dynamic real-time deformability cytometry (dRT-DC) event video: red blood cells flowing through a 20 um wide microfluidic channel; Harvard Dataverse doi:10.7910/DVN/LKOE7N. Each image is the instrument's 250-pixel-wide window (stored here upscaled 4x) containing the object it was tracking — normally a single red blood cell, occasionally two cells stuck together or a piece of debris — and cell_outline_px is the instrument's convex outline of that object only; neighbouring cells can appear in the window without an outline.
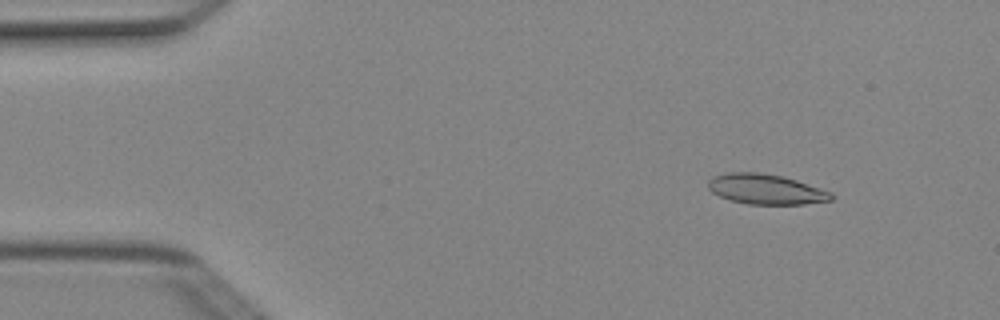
{"species": "Egyptian fruit bat (a non-hibernating species)", "species_latin": "Rousettus aegyptiacus", "temperature_condition": "cold", "stored_images_in_passage": 4, "camera_frame_rate_fps": 3000, "um_per_image_px": 0.085, "animal": {"sex": "female"}, "frame": {"image": 1, "passage_image": 2, "time_ms": 0.333, "image_size_px": [1000, 320], "cell_outline_px": [[832, 200], [804, 204], [748, 204], [732, 200], [720, 196], [712, 192], [708, 188], [708, 180], [712, 176], [728, 172], [760, 172], [784, 176], [832, 192]], "centroid_in_image_um": [65.08, 16.07], "position_along_channel_um": 19.9, "area_um2": 21.62}}
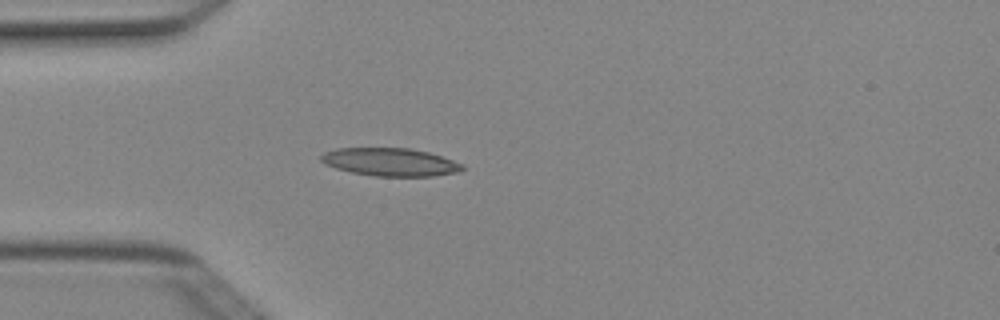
{"frame": {"image": 2, "passage_image": 4, "time_ms": 1.0, "image_size_px": [1000, 320], "cell_outline_px": [[464, 168], [456, 172], [432, 176], [376, 176], [352, 172], [336, 168], [324, 164], [320, 160], [320, 156], [324, 152], [336, 148], [412, 148], [428, 152], [464, 164]], "centroid_in_image_um": [33.14, 13.76], "position_along_channel_um": 51.9, "area_um2": 22.95}}